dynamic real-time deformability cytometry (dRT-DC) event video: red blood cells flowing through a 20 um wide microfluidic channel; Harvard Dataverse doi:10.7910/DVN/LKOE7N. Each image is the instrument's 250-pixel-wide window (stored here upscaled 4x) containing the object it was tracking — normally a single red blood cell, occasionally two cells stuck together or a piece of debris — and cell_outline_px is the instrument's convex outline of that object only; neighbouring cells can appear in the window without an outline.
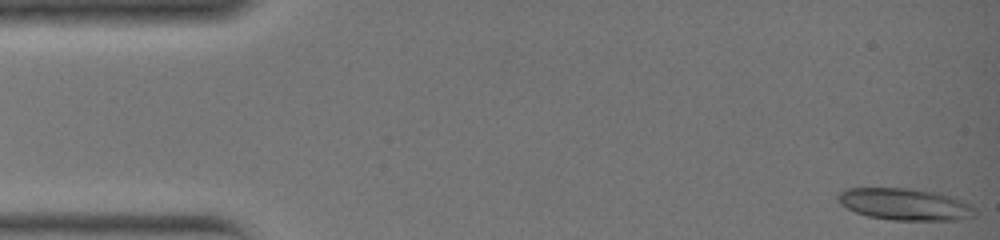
{"species": "common noctule bat (a hibernating species)", "species_latin": "Nyctalus noctula", "temperature_condition": "warm", "stored_images_in_passage": 32, "camera_frame_rate_fps": 3000, "um_per_image_px": 0.085, "animal": {"sex": "female", "body_mass_g": 19.0, "forearm_length_mm": 51.5}, "frame": {"image": 1, "passage_image": 1, "time_ms": 0.0, "image_size_px": [1000, 240], "cell_outline_px": [[976, 216], [960, 220], [892, 220], [868, 216], [856, 212], [840, 204], [836, 200], [836, 196], [844, 188], [912, 188], [940, 192], [952, 196], [968, 204], [976, 212]], "centroid_in_image_um": [76.9, 17.35], "position_along_channel_um": 8.1, "area_um2": 25.66}}
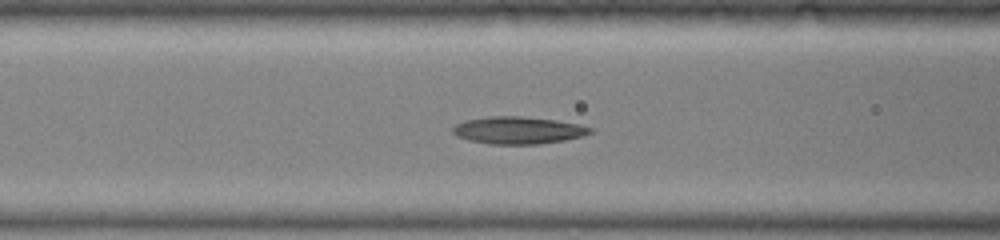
{"frame": {"image": 2, "passage_image": 14, "time_ms": 4.333, "image_size_px": [1000, 240], "cell_outline_px": [[592, 132], [580, 136], [564, 140], [540, 144], [488, 144], [468, 140], [456, 136], [452, 132], [452, 128], [456, 124], [464, 120], [488, 116], [520, 116], [556, 120], [580, 124], [592, 128]], "centroid_in_image_um": [44.0, 11.07], "position_along_channel_um": 122.6, "area_um2": 21.91}}
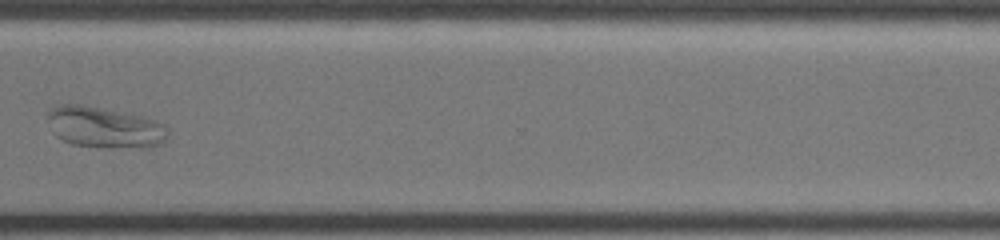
{"frame": {"image": 3, "passage_image": 27, "time_ms": 8.667, "image_size_px": [1000, 240], "cell_outline_px": [[168, 136], [160, 144], [152, 148], [100, 148], [72, 144], [56, 136], [52, 132], [48, 120], [48, 112], [52, 108], [60, 104], [80, 104], [144, 116], [156, 120], [164, 124], [168, 128]], "centroid_in_image_um": [8.93, 10.84], "position_along_channel_um": 361.7, "area_um2": 29.25}}